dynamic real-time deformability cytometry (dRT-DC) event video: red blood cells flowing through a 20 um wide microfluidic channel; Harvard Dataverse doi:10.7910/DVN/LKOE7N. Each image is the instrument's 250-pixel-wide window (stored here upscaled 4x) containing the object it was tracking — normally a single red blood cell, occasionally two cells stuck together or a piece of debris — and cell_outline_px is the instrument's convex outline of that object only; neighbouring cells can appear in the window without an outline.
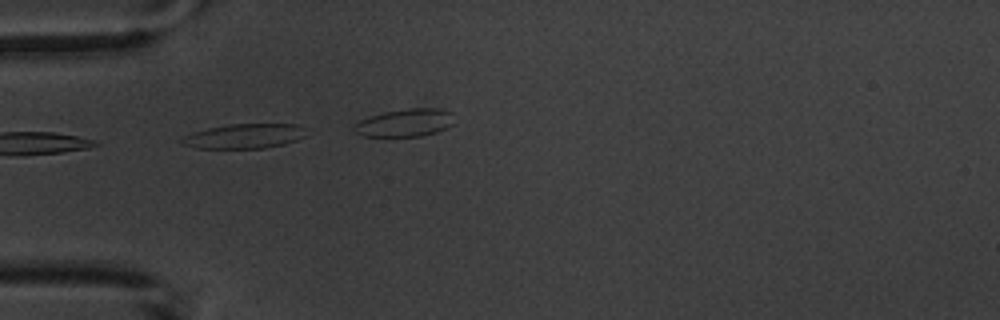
{"species": "common noctule bat (a hibernating species)", "species_latin": "Nyctalus noctula", "temperature_condition": "warm", "stored_images_in_passage": 5, "camera_frame_rate_fps": 3000, "um_per_image_px": 0.085, "animal": {"sex": "male", "body_mass_g": 20.1, "forearm_length_mm": 53.5}, "frame": {"image": 1, "passage_image": 2, "time_ms": 1.333, "image_size_px": [1000, 320], "cell_outline_px": [[304, 136], [296, 140], [284, 144], [264, 148], [196, 148], [184, 144], [180, 140], [184, 136], [208, 128], [228, 124], [296, 124], [304, 128]], "centroid_in_image_um": [20.78, 11.57], "position_along_channel_um": 64.2, "area_um2": 17.57}}
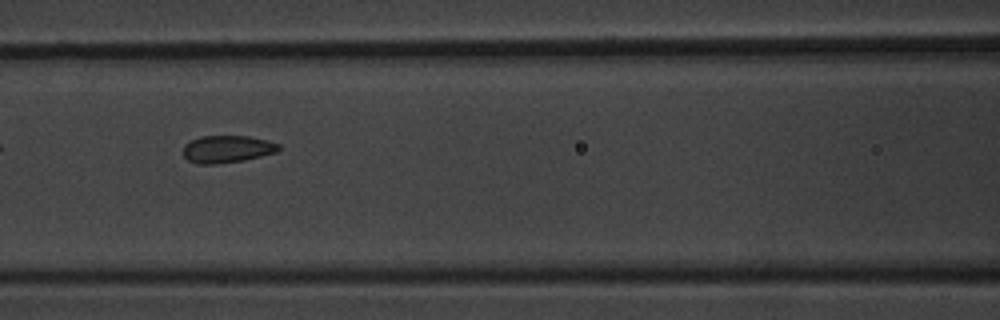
{"frame": {"image": 2, "passage_image": 4, "time_ms": 4.333, "image_size_px": [1000, 320], "cell_outline_px": [[280, 148], [276, 152], [244, 160], [216, 164], [200, 164], [188, 160], [184, 156], [184, 144], [200, 136], [248, 136], [268, 140], [280, 144]], "centroid_in_image_um": [19.31, 12.66], "position_along_channel_um": 147.3, "area_um2": 15.14}}
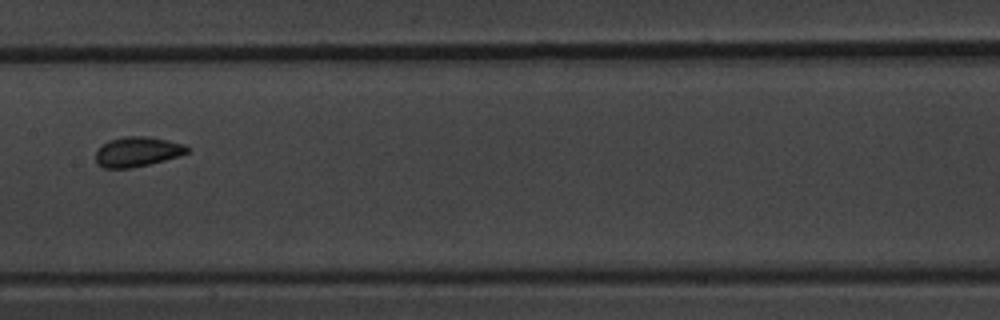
{"frame": {"image": 3, "passage_image": 5, "time_ms": 5.667, "image_size_px": [1000, 320], "cell_outline_px": [[192, 148], [188, 152], [180, 156], [132, 168], [104, 168], [96, 160], [96, 152], [108, 140], [124, 136], [148, 136], [168, 140], [184, 144]], "centroid_in_image_um": [11.72, 12.88], "position_along_channel_um": 195.7, "area_um2": 15.9}}